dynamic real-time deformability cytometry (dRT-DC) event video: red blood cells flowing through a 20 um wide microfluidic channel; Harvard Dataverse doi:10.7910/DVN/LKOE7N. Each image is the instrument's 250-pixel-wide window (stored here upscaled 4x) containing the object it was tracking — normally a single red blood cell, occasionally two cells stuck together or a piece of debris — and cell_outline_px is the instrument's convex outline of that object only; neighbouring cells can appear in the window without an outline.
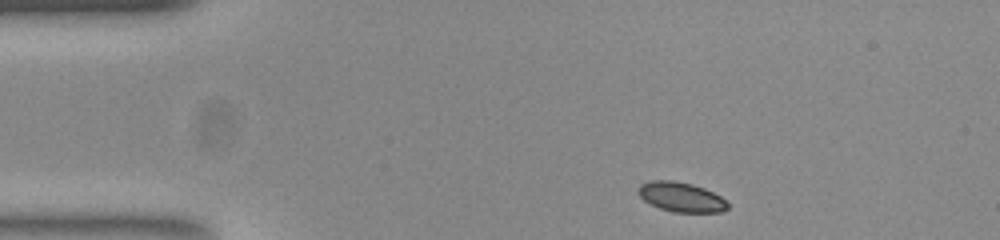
{"species": "common noctule bat (a hibernating species)", "species_latin": "Nyctalus noctula", "temperature_condition": "room temperature", "stored_images_in_passage": 46, "camera_frame_rate_fps": 3000, "um_per_image_px": 0.085, "animal": {"sex": "female", "body_mass_g": 23.0, "forearm_length_mm": 53.4}, "frame": {"image": 1, "passage_image": 1, "time_ms": 0.0, "image_size_px": [1000, 240], "cell_outline_px": [[728, 208], [720, 212], [672, 212], [660, 208], [644, 200], [636, 192], [636, 188], [640, 184], [652, 180], [672, 180], [692, 184], [704, 188], [720, 196], [728, 204]], "centroid_in_image_um": [57.86, 16.74], "position_along_channel_um": 27.1, "area_um2": 15.43}}
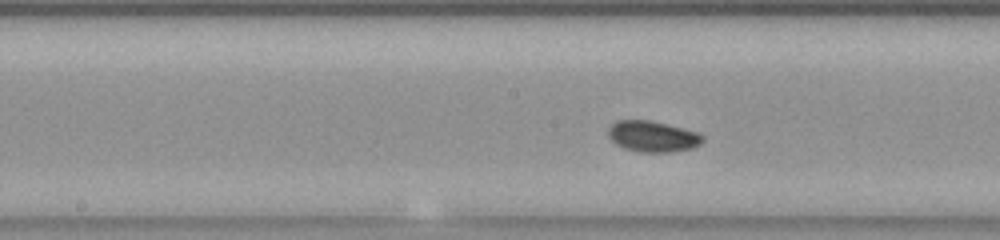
{"frame": {"image": 2, "passage_image": 19, "time_ms": 6.0, "image_size_px": [1000, 240], "cell_outline_px": [[704, 140], [700, 144], [692, 148], [672, 152], [640, 152], [624, 148], [616, 144], [608, 136], [608, 128], [616, 120], [648, 120], [696, 132], [704, 136]], "centroid_in_image_um": [55.45, 11.6], "position_along_channel_um": 192.7, "area_um2": 16.88}}
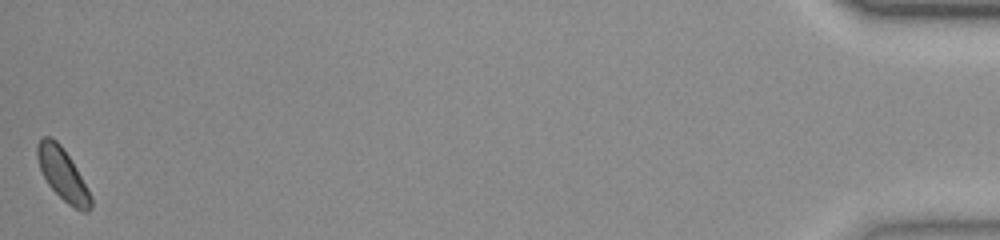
{"frame": {"image": 3, "passage_image": 46, "time_ms": 15.0, "image_size_px": [1000, 240], "cell_outline_px": [[92, 208], [88, 212], [84, 212], [68, 204], [48, 184], [40, 168], [36, 156], [36, 148], [40, 140], [44, 136], [48, 136], [56, 140], [60, 144], [76, 168], [88, 188], [92, 196]], "centroid_in_image_um": [5.34, 14.83], "position_along_channel_um": 429.9, "area_um2": 15.95}, "authors_computed_cell_mechanics": {"area_um2": 16.0106, "velocity_mm_per_s": 3.755, "shape_relaxation_time_tau1_ms": 3.247, "shape_relaxation_time_tau2_ms": null, "deformation_change_tau1": 0.0633, "deformation_change_tau2": null}}